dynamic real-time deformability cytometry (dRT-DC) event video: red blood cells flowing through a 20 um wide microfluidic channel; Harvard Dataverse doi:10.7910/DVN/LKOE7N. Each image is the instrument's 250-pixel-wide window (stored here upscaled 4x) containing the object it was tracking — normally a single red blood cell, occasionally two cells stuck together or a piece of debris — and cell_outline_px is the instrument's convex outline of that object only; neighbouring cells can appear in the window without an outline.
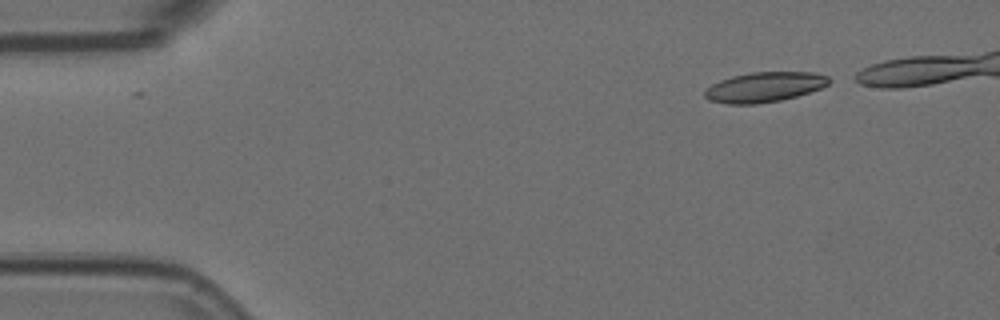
{"species": "Egyptian fruit bat (a non-hibernating species)", "species_latin": "Rousettus aegyptiacus", "temperature_condition": "room temperature", "stored_images_in_passage": 43, "camera_frame_rate_fps": 3000, "um_per_image_px": 0.085, "animal": {"sex": "female"}, "frame": {"image": 1, "passage_image": 1, "time_ms": 0.0, "image_size_px": [1000, 320], "cell_outline_px": [[832, 80], [828, 84], [820, 88], [796, 96], [780, 100], [756, 104], [728, 104], [708, 100], [704, 96], [704, 92], [712, 84], [720, 80], [732, 76], [752, 72], [812, 72], [828, 76]], "centroid_in_image_um": [64.96, 7.4], "position_along_channel_um": 20.0, "area_um2": 21.62}}
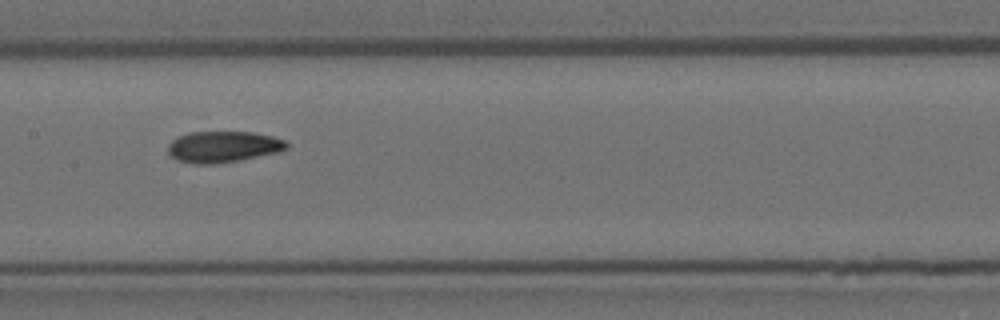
{"frame": {"image": 2, "passage_image": 22, "time_ms": 7.0, "image_size_px": [1000, 320], "cell_outline_px": [[288, 148], [280, 152], [216, 164], [192, 164], [180, 160], [172, 156], [168, 152], [168, 144], [172, 140], [188, 132], [256, 132], [272, 136], [284, 140], [288, 144]], "centroid_in_image_um": [18.99, 12.47], "position_along_channel_um": 188.4, "area_um2": 21.56}}
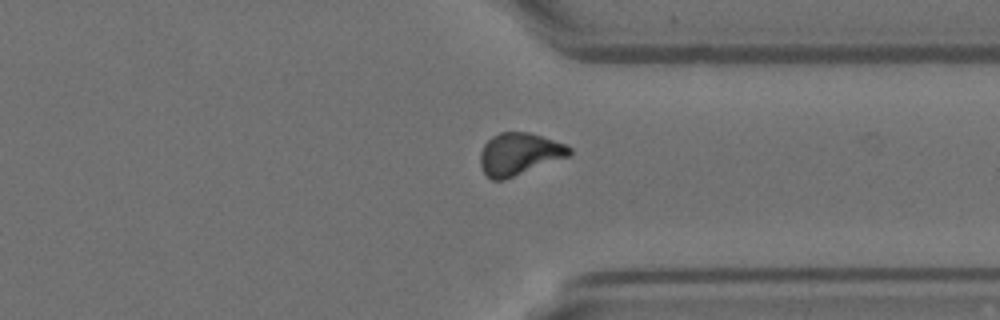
{"frame": {"image": 3, "passage_image": 37, "time_ms": 12.0, "image_size_px": [1000, 320], "cell_outline_px": [[572, 152], [568, 156], [504, 180], [492, 180], [484, 172], [480, 164], [480, 152], [484, 144], [492, 136], [500, 132], [528, 132], [568, 144], [572, 148]], "centroid_in_image_um": [44.13, 13.08], "position_along_channel_um": 367.3, "area_um2": 21.85}, "authors_computed_cell_mechanics": {"area_um2": 21.7906, "velocity_mm_per_s": 3.6103, "shape_relaxation_time_tau1_ms": 11.134, "shape_relaxation_time_tau2_ms": 3.7849, "deformation_change_tau1": 0.2302, "deformation_change_tau2": 0.0949}}